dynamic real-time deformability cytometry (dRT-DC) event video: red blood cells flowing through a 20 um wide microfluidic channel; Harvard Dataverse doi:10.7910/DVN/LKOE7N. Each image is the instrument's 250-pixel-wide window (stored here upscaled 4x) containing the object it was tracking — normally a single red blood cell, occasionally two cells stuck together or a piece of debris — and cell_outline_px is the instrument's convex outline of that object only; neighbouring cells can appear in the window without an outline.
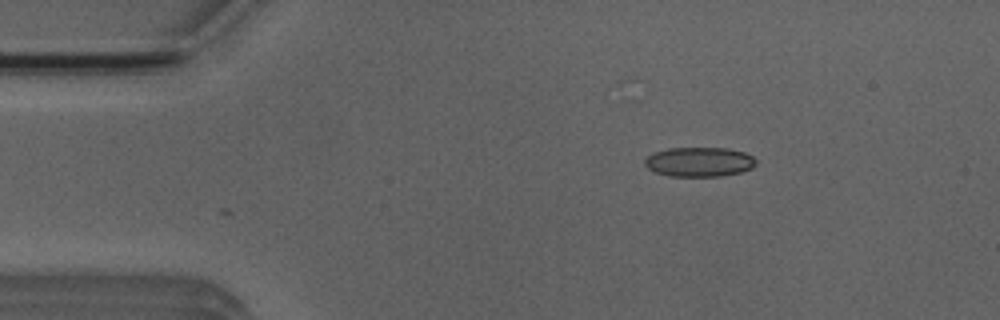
{"species": "Egyptian fruit bat (a non-hibernating species)", "species_latin": "Rousettus aegyptiacus", "temperature_condition": "room temperature", "stored_images_in_passage": 3, "camera_frame_rate_fps": 3000, "um_per_image_px": 0.085, "animal": {"sex": "male"}, "frame": {"image": 1, "passage_image": 3, "time_ms": 2.333, "image_size_px": [1000, 320], "cell_outline_px": [[756, 164], [752, 168], [740, 172], [720, 176], [668, 176], [656, 172], [648, 168], [644, 164], [644, 160], [648, 156], [656, 152], [668, 148], [728, 148], [744, 152], [752, 156], [756, 160]], "centroid_in_image_um": [59.45, 13.76], "position_along_channel_um": 25.6, "area_um2": 19.07}}